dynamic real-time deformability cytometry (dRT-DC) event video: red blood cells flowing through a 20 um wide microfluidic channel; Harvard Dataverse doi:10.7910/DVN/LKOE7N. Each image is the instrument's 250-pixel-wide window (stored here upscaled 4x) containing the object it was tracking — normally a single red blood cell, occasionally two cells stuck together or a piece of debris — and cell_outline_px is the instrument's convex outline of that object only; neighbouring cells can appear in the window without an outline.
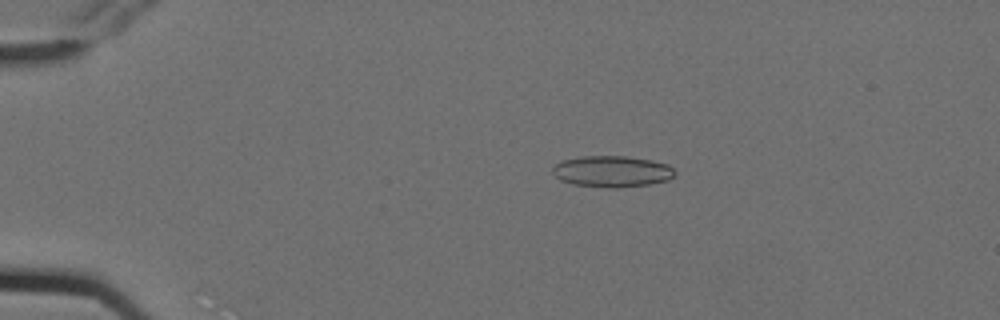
{"species": "Egyptian fruit bat (a non-hibernating species)", "species_latin": "Rousettus aegyptiacus", "temperature_condition": "cold", "stored_images_in_passage": 4, "camera_frame_rate_fps": 3000, "um_per_image_px": 0.085, "animal": {"sex": "female"}, "frame": {"image": 1, "passage_image": 1, "time_ms": 0.0, "image_size_px": [1000, 320], "cell_outline_px": [[676, 176], [668, 180], [652, 184], [620, 188], [608, 188], [572, 184], [560, 180], [552, 172], [552, 168], [556, 164], [564, 160], [580, 156], [628, 156], [652, 160], [668, 164], [676, 172]], "centroid_in_image_um": [52.06, 14.58], "position_along_channel_um": 32.9, "area_um2": 22.6}}
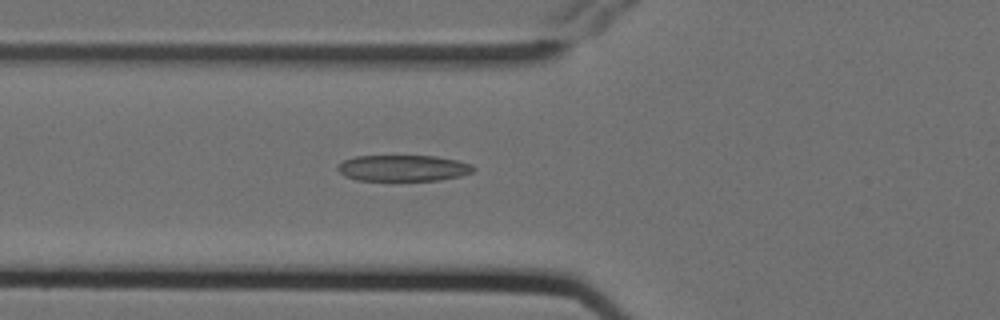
{"frame": {"image": 2, "passage_image": 4, "time_ms": 1.0, "image_size_px": [1000, 320], "cell_outline_px": [[476, 168], [472, 172], [460, 176], [436, 180], [356, 180], [344, 176], [336, 168], [336, 164], [344, 160], [356, 156], [436, 156], [456, 160], [472, 164]], "centroid_in_image_um": [34.24, 14.28], "position_along_channel_um": 91.6, "area_um2": 20.69}}